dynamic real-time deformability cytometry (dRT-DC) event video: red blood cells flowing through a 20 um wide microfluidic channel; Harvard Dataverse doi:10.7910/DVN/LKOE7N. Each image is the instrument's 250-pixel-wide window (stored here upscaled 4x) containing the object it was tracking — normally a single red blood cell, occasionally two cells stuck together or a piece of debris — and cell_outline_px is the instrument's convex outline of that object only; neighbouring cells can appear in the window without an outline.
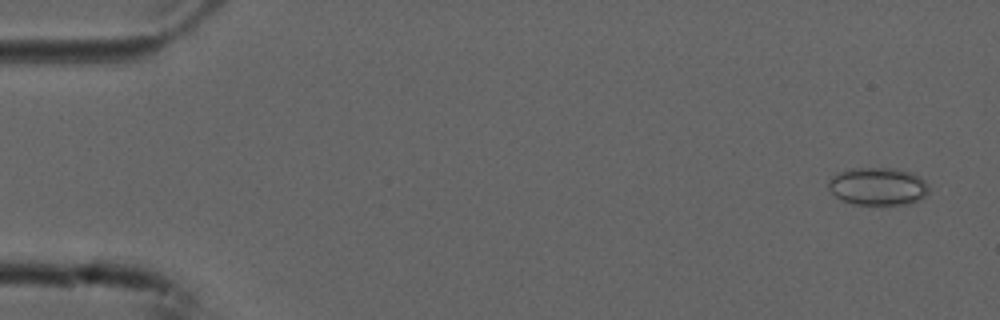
{"species": "common noctule bat (a hibernating species)", "species_latin": "Nyctalus noctula", "temperature_condition": "cold", "stored_images_in_passage": 10, "camera_frame_rate_fps": 3000, "um_per_image_px": 0.085, "animal": {"sex": "male", "forearm_length_mm": 52.5}, "frame": {"image": 1, "passage_image": 1, "time_ms": 0.0, "image_size_px": [1000, 320], "cell_outline_px": [[928, 192], [920, 200], [912, 204], [852, 204], [836, 196], [828, 188], [828, 184], [832, 176], [836, 172], [848, 168], [896, 168], [912, 172], [920, 176], [924, 180], [928, 188]], "centroid_in_image_um": [74.63, 15.82], "position_along_channel_um": 10.4, "area_um2": 22.25}}
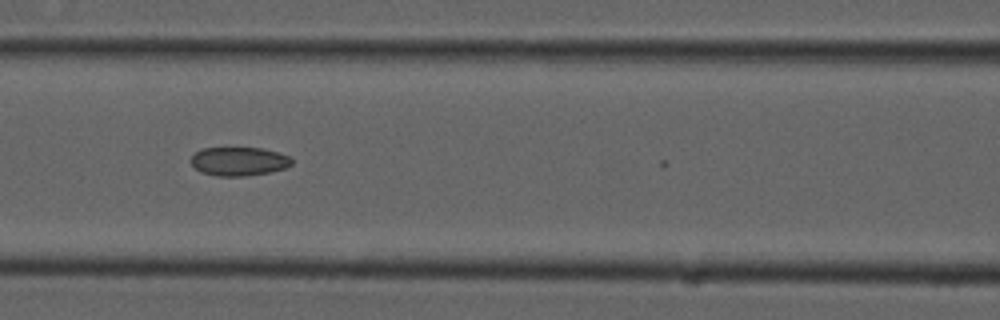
{"frame": {"image": 2, "passage_image": 7, "time_ms": 2.0, "image_size_px": [1000, 320], "cell_outline_px": [[292, 164], [284, 168], [268, 172], [248, 176], [216, 176], [200, 172], [192, 164], [192, 156], [196, 152], [204, 148], [264, 148], [288, 156], [292, 160]], "centroid_in_image_um": [20.3, 13.72], "position_along_channel_um": 146.3, "area_um2": 16.7}}
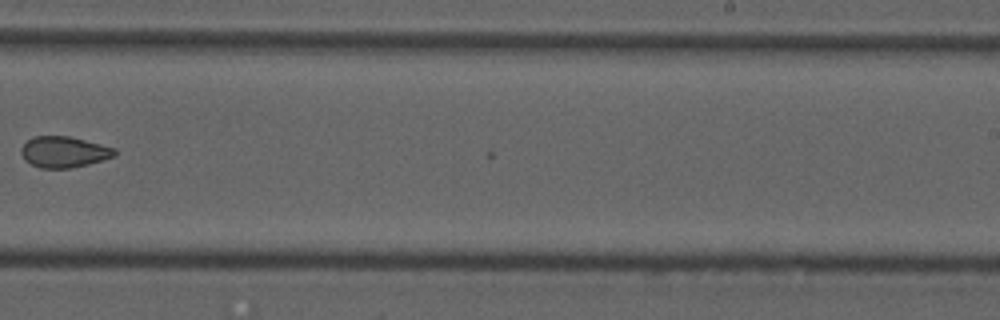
{"frame": {"image": 3, "passage_image": 10, "time_ms": 3.0, "image_size_px": [1000, 320], "cell_outline_px": [[116, 156], [88, 164], [72, 168], [40, 168], [24, 160], [20, 152], [20, 148], [32, 136], [68, 136], [116, 148]], "centroid_in_image_um": [5.42, 12.92], "position_along_channel_um": 283.6, "area_um2": 16.94}}